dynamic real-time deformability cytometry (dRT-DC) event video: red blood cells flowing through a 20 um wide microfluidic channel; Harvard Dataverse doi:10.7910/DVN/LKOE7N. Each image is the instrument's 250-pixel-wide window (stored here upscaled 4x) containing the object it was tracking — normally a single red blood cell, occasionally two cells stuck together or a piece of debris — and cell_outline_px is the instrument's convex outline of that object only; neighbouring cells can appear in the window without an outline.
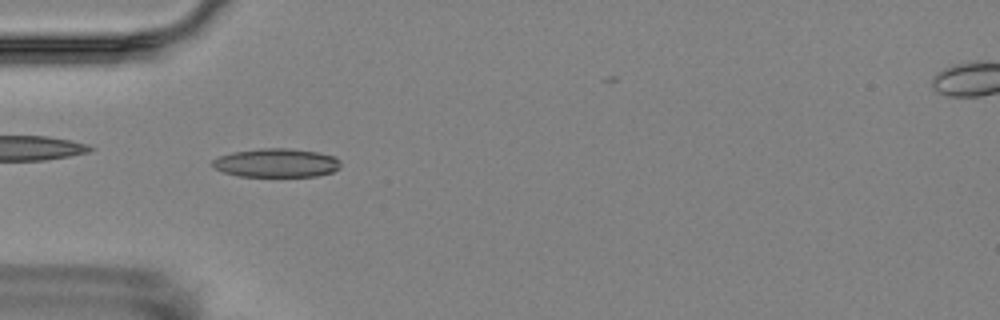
{"species": "Egyptian fruit bat (a non-hibernating species)", "species_latin": "Rousettus aegyptiacus", "temperature_condition": "room temperature", "stored_images_in_passage": 7, "camera_frame_rate_fps": 3000, "um_per_image_px": 0.085, "animal": {"sex": "female"}, "frame": {"image": 1, "passage_image": 6, "time_ms": 6.0, "image_size_px": [1000, 320], "cell_outline_px": [[340, 168], [332, 172], [316, 176], [240, 176], [224, 172], [212, 168], [212, 160], [220, 156], [232, 152], [260, 148], [288, 148], [316, 152], [336, 156], [340, 160]], "centroid_in_image_um": [23.5, 13.84], "position_along_channel_um": 61.5, "area_um2": 21.5}}